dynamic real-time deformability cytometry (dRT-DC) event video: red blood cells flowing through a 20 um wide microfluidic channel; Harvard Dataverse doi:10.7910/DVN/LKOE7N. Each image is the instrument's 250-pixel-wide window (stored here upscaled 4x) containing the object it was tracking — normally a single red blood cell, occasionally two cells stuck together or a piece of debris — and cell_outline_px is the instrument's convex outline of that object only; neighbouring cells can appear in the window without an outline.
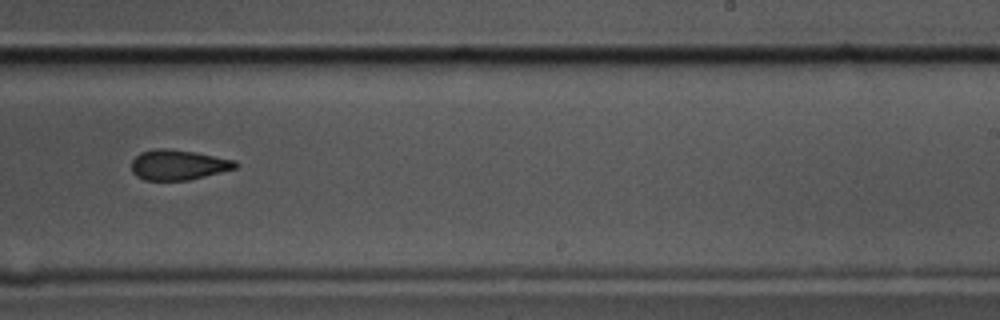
{"species": "common noctule bat (a hibernating species)", "species_latin": "Nyctalus noctula", "temperature_condition": "cold", "stored_images_in_passage": 12, "camera_frame_rate_fps": 3000, "um_per_image_px": 0.085, "animal": {"sex": "male", "body_mass_g": 17.5, "forearm_length_mm": 52.3}, "frame": {"image": 1, "passage_image": 7, "time_ms": 2.0, "image_size_px": [1000, 320], "cell_outline_px": [[240, 164], [236, 168], [188, 180], [144, 180], [136, 176], [132, 172], [132, 160], [140, 152], [156, 148], [168, 148], [196, 152], [236, 160]], "centroid_in_image_um": [15.15, 14.0], "position_along_channel_um": 273.9, "area_um2": 18.38}}
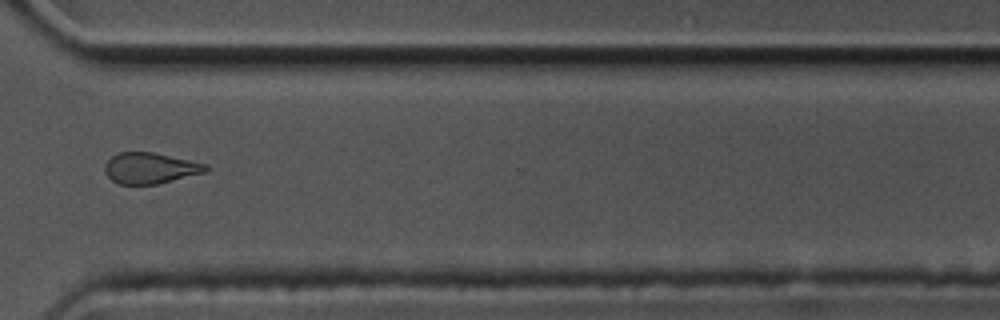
{"frame": {"image": 2, "passage_image": 9, "time_ms": 2.667, "image_size_px": [1000, 320], "cell_outline_px": [[208, 172], [156, 184], [116, 184], [104, 172], [104, 164], [112, 156], [120, 152], [152, 152], [208, 164]], "centroid_in_image_um": [12.76, 14.29], "position_along_channel_um": 357.8, "area_um2": 18.26}}